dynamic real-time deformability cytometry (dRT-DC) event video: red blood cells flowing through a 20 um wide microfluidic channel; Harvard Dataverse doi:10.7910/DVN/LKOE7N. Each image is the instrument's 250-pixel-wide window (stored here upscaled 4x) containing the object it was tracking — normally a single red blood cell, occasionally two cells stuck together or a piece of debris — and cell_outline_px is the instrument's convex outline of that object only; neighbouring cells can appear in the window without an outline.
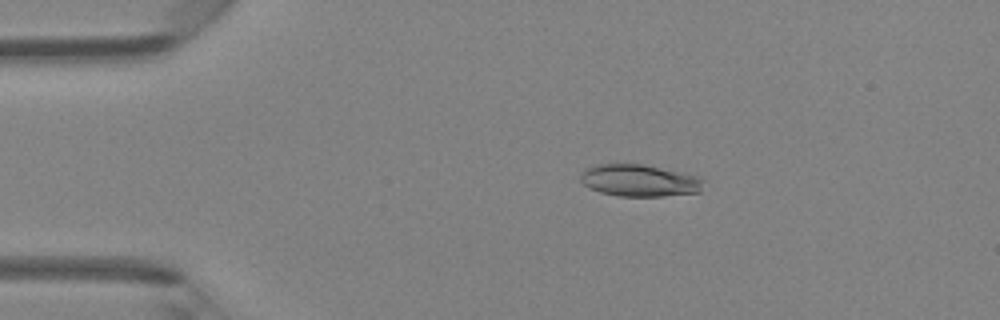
{"species": "Egyptian fruit bat (a non-hibernating species)", "species_latin": "Rousettus aegyptiacus", "temperature_condition": "room temperature", "stored_images_in_passage": 39, "camera_frame_rate_fps": 3000, "um_per_image_px": 0.085, "animal": {"sex": "female"}, "frame": {"image": 1, "passage_image": 1, "time_ms": 0.0, "image_size_px": [1000, 320], "cell_outline_px": [[704, 180], [700, 192], [660, 196], [620, 196], [600, 192], [584, 184], [580, 180], [580, 172], [584, 168], [596, 164], [644, 164], [700, 176]], "centroid_in_image_um": [54.34, 15.33], "position_along_channel_um": 30.7, "area_um2": 23.0}}
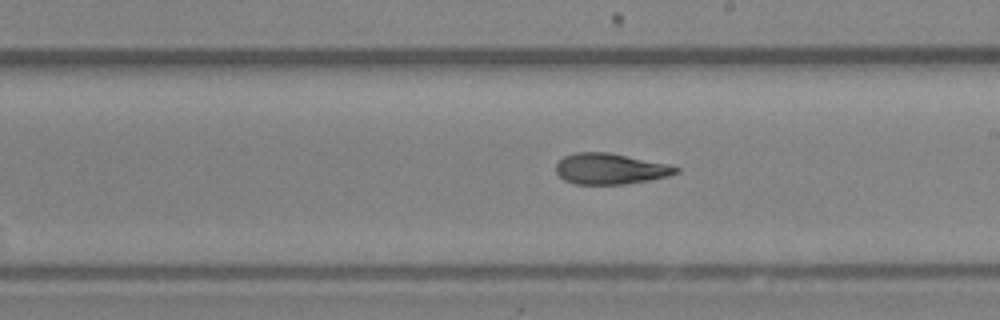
{"frame": {"image": 2, "passage_image": 19, "time_ms": 6.0, "image_size_px": [1000, 320], "cell_outline_px": [[680, 172], [668, 176], [628, 184], [572, 184], [564, 180], [556, 172], [556, 164], [564, 156], [576, 152], [608, 152], [668, 164], [680, 168]], "centroid_in_image_um": [51.87, 14.35], "position_along_channel_um": 237.1, "area_um2": 21.62}}
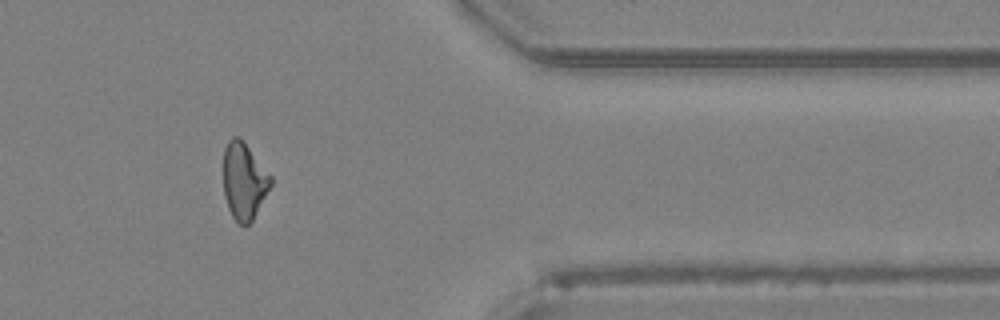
{"frame": {"image": 3, "passage_image": 31, "time_ms": 10.0, "image_size_px": [1000, 320], "cell_outline_px": [[272, 184], [252, 220], [248, 224], [240, 224], [232, 216], [228, 208], [224, 196], [224, 148], [228, 140], [232, 136], [240, 136], [272, 176]], "centroid_in_image_um": [20.74, 15.34], "position_along_channel_um": 390.7, "area_um2": 21.15}, "authors_computed_cell_mechanics": {"area_um2": 21.964, "velocity_mm_per_s": 4.3232, "shape_relaxation_time_tau1_ms": 6.4044, "shape_relaxation_time_tau2_ms": 2.5973, "deformation_change_tau1": 0.1897, "deformation_change_tau2": 0.1059}}